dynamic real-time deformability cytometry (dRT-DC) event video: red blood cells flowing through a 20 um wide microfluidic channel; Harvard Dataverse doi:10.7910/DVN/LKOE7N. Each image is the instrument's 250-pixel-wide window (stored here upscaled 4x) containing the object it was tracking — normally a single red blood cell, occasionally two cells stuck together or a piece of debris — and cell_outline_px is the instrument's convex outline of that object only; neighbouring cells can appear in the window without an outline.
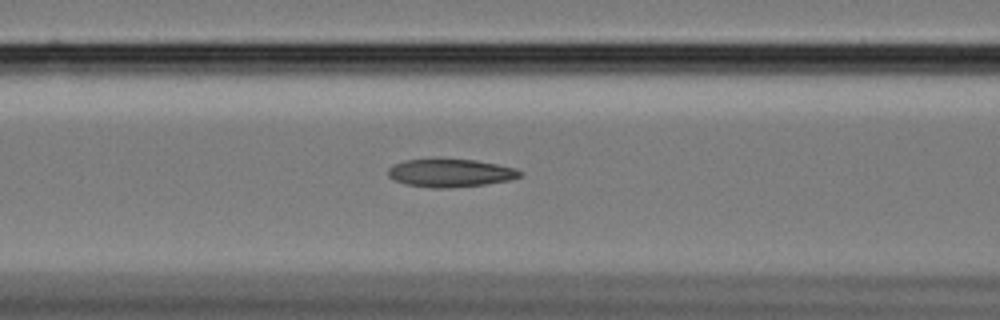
{"species": "Egyptian fruit bat (a non-hibernating species)", "species_latin": "Rousettus aegyptiacus", "temperature_condition": "cold", "stored_images_in_passage": 55, "camera_frame_rate_fps": 3000, "um_per_image_px": 0.085, "animal": {"sex": "female"}, "frame": {"image": 1, "passage_image": 21, "time_ms": 6.667, "image_size_px": [1000, 320], "cell_outline_px": [[524, 172], [520, 176], [508, 180], [484, 184], [448, 188], [432, 188], [404, 184], [388, 176], [388, 168], [392, 164], [404, 160], [476, 160], [516, 168]], "centroid_in_image_um": [38.26, 14.71], "position_along_channel_um": 128.3, "area_um2": 21.27}}
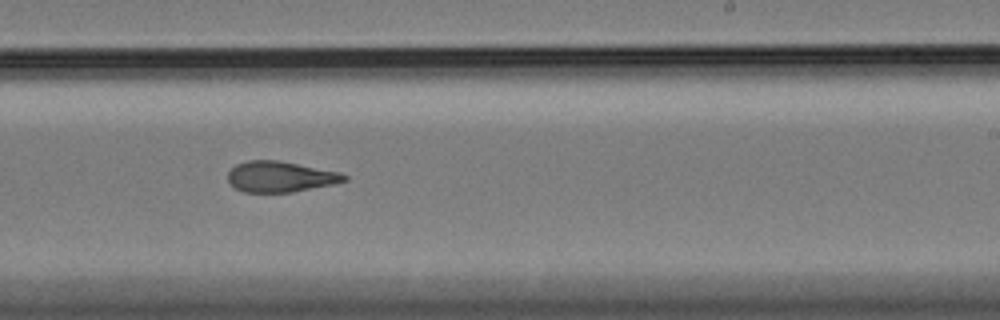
{"frame": {"image": 2, "passage_image": 33, "time_ms": 10.667, "image_size_px": [1000, 320], "cell_outline_px": [[348, 180], [332, 184], [292, 192], [244, 192], [236, 188], [228, 180], [228, 172], [236, 164], [248, 160], [280, 160], [340, 172], [348, 176]], "centroid_in_image_um": [23.83, 15.01], "position_along_channel_um": 265.2, "area_um2": 20.81}}
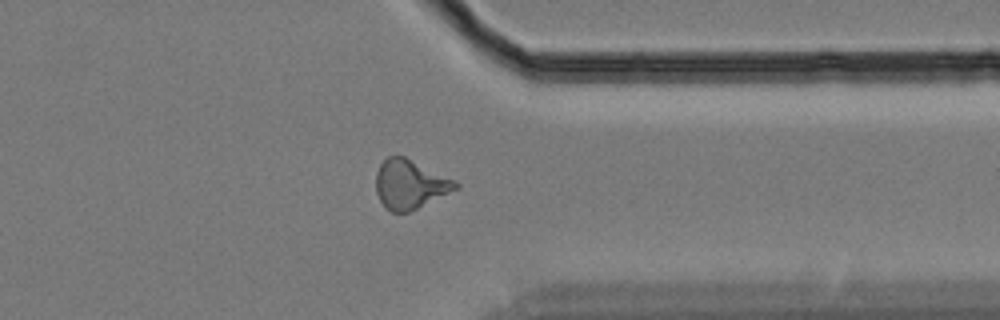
{"frame": {"image": 3, "passage_image": 43, "time_ms": 14.0, "image_size_px": [1000, 320], "cell_outline_px": [[460, 188], [408, 212], [392, 212], [380, 200], [376, 192], [376, 172], [380, 164], [388, 156], [404, 156], [456, 180], [460, 184]], "centroid_in_image_um": [34.87, 15.65], "position_along_channel_um": 376.5, "area_um2": 22.66}, "authors_computed_cell_mechanics": {"area_um2": 21.675, "velocity_mm_per_s": 3.4293, "shape_relaxation_time_tau1_ms": null, "shape_relaxation_time_tau2_ms": 3.3591, "deformation_change_tau1": null, "deformation_change_tau2": 0.1178}}